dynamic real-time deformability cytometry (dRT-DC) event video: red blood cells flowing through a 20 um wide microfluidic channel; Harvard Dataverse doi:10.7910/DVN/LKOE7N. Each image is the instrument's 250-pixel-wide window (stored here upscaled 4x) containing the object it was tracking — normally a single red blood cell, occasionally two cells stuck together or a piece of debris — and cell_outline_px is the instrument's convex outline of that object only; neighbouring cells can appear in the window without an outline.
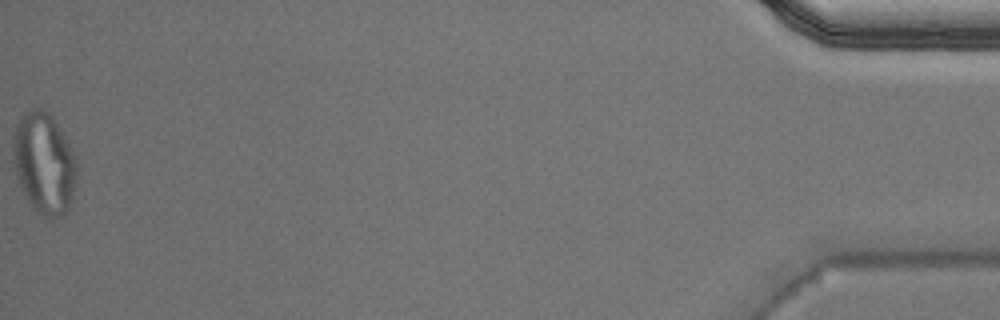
{"species": "Egyptian fruit bat (a non-hibernating species)", "species_latin": "Rousettus aegyptiacus", "temperature_condition": "warm", "stored_images_in_passage": 51, "camera_frame_rate_fps": 3000, "um_per_image_px": 0.085, "animal": {"sex": "male"}, "frame": {"image": 1, "passage_image": 51, "time_ms": 16.667, "image_size_px": [1000, 320], "cell_outline_px": [[76, 180], [72, 196], [68, 208], [60, 216], [52, 220], [48, 220], [36, 212], [32, 208], [20, 184], [16, 172], [12, 148], [12, 144], [16, 128], [20, 120], [32, 108], [40, 108], [48, 112], [52, 116], [68, 140], [76, 156]], "centroid_in_image_um": [3.77, 13.9], "position_along_channel_um": 431.4, "area_um2": 37.4}, "authors_computed_cell_mechanics": {"area_um2": 28.611, "velocity_mm_per_s": 3.9931, "shape_relaxation_time_tau1_ms": null, "shape_relaxation_time_tau2_ms": 1.3056, "deformation_change_tau1": null, "deformation_change_tau2": 0.0908}}